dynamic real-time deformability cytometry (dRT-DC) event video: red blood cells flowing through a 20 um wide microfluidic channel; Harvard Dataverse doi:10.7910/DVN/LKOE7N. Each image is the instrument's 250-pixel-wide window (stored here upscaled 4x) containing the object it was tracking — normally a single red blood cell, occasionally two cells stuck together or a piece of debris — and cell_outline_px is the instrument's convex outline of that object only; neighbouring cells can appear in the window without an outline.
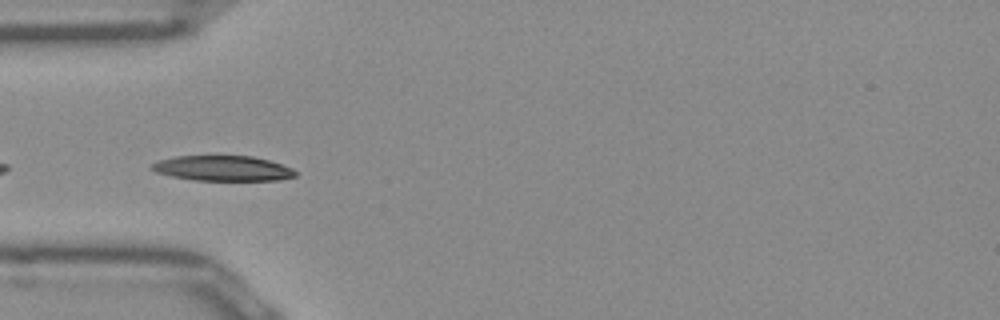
{"species": "Egyptian fruit bat (a non-hibernating species)", "species_latin": "Rousettus aegyptiacus", "temperature_condition": "room temperature", "stored_images_in_passage": 10, "camera_frame_rate_fps": 3000, "um_per_image_px": 0.085, "frame": {"image": 1, "passage_image": 2, "time_ms": 0.333, "image_size_px": [1000, 320], "cell_outline_px": [[296, 176], [280, 180], [196, 180], [172, 176], [156, 172], [152, 168], [152, 164], [160, 160], [176, 156], [252, 156], [268, 160], [292, 168], [296, 172]], "centroid_in_image_um": [18.97, 14.31], "position_along_channel_um": 66.0, "area_um2": 20.81}}